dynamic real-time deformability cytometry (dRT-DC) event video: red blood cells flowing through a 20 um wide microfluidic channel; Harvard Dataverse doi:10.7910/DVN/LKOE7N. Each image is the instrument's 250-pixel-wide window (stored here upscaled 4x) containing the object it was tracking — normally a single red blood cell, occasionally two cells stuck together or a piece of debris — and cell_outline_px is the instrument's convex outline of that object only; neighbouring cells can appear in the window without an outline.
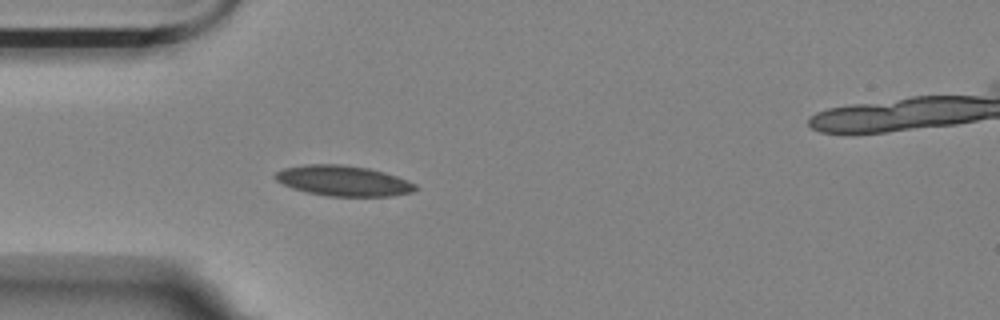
{"species": "Egyptian fruit bat (a non-hibernating species)", "species_latin": "Rousettus aegyptiacus", "temperature_condition": "room temperature", "stored_images_in_passage": 4, "camera_frame_rate_fps": 3000, "um_per_image_px": 0.085, "animal": {"sex": "female"}, "frame": {"image": 1, "passage_image": 4, "time_ms": 1.0, "image_size_px": [1000, 320], "cell_outline_px": [[420, 188], [412, 192], [392, 196], [328, 196], [308, 192], [292, 188], [276, 180], [272, 176], [276, 172], [284, 168], [304, 164], [340, 164], [368, 168], [384, 172], [408, 180], [416, 184]], "centroid_in_image_um": [29.19, 15.36], "position_along_channel_um": 55.8, "area_um2": 24.91}}